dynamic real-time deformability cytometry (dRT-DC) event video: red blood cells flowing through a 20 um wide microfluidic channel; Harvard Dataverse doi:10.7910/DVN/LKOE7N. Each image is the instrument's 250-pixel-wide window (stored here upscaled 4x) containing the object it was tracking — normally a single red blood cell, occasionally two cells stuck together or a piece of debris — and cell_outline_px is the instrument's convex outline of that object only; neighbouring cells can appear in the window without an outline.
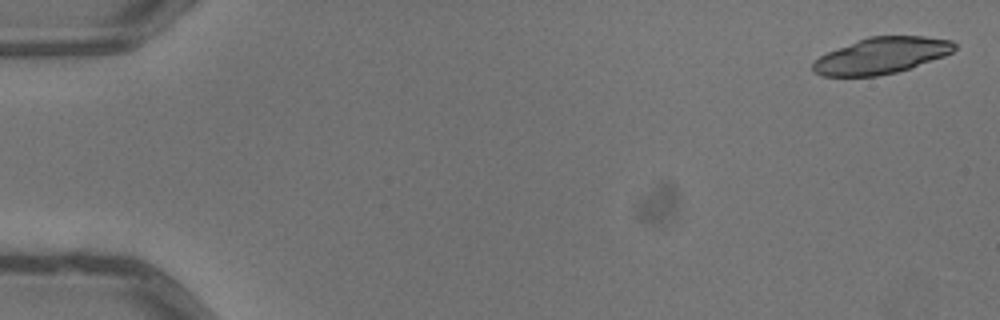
{"species": "common noctule bat (a hibernating species)", "species_latin": "Nyctalus noctula", "temperature_condition": "warm", "stored_images_in_passage": 5, "segment_of_instrument_passage": [1, 2], "camera_frame_rate_fps": 3000, "um_per_image_px": 0.085, "animal": {"sex": "male", "body_mass_g": 13.3}, "frame": {"image": 1, "passage_image": 1, "time_ms": 0.0, "image_size_px": [1000, 320], "cell_outline_px": [[956, 48], [952, 52], [944, 56], [896, 72], [876, 76], [824, 76], [812, 72], [812, 60], [828, 52], [868, 36], [924, 36], [952, 40], [956, 44]], "centroid_in_image_um": [74.9, 4.72], "position_along_channel_um": 10.1, "area_um2": 29.77}}
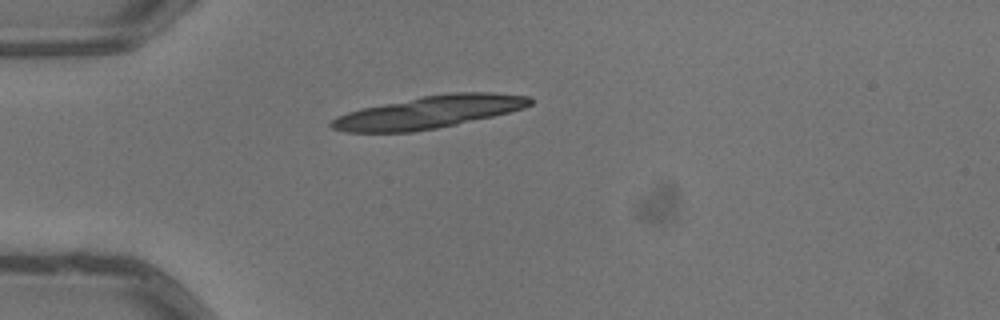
{"frame": {"image": 2, "passage_image": 3, "time_ms": 0.667, "image_size_px": [1000, 320], "cell_outline_px": [[532, 104], [524, 108], [492, 116], [456, 124], [436, 128], [412, 132], [348, 132], [332, 128], [328, 124], [336, 116], [360, 108], [424, 96], [452, 92], [492, 92], [528, 96], [532, 100]], "centroid_in_image_um": [36.45, 9.53], "position_along_channel_um": 48.6, "area_um2": 37.28}}